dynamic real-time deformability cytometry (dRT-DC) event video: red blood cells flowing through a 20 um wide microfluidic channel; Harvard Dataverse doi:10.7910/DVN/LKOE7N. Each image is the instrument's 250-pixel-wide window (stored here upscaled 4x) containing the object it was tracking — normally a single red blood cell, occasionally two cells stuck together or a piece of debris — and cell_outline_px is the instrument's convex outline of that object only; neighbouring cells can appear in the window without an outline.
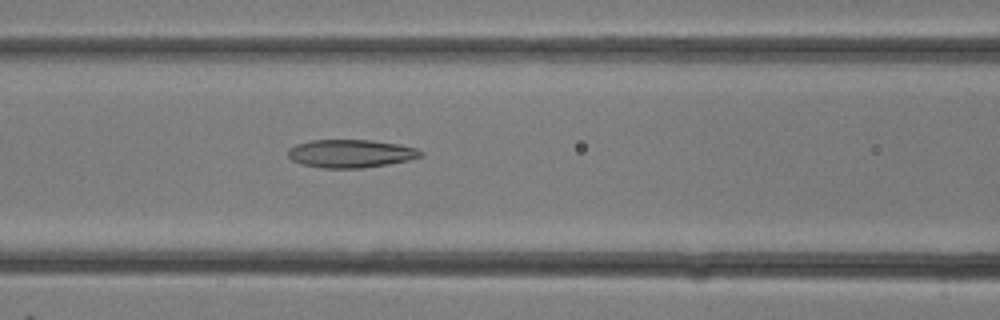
{"species": "common noctule bat (a hibernating species)", "species_latin": "Nyctalus noctula", "temperature_condition": "room temperature", "stored_images_in_passage": 8, "camera_frame_rate_fps": 3000, "um_per_image_px": 0.085, "animal": {"sex": "female"}, "frame": {"image": 1, "passage_image": 8, "time_ms": 2.333, "image_size_px": [1000, 320], "cell_outline_px": [[424, 152], [420, 156], [408, 160], [388, 164], [364, 168], [320, 168], [300, 164], [292, 160], [288, 156], [288, 148], [296, 144], [312, 140], [372, 140], [400, 144], [416, 148]], "centroid_in_image_um": [29.79, 13.05], "position_along_channel_um": 136.8, "area_um2": 21.85}}